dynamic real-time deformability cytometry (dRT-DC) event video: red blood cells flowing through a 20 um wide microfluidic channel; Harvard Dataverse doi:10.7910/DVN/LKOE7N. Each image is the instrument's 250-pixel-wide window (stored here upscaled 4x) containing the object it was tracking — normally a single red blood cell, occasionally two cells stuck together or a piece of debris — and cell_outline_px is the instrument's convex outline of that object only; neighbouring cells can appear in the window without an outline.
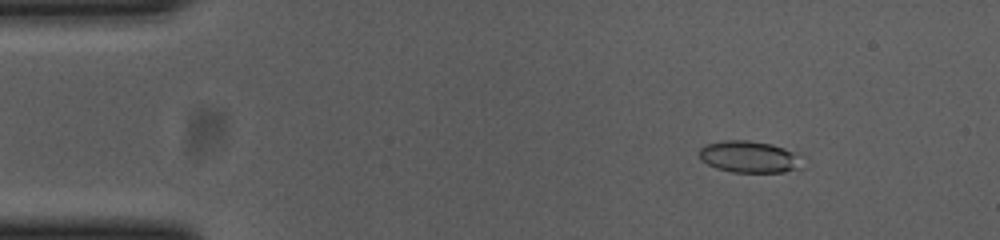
{"species": "common noctule bat (a hibernating species)", "species_latin": "Nyctalus noctula", "temperature_condition": "cold", "stored_images_in_passage": 15, "camera_frame_rate_fps": 3000, "um_per_image_px": 0.085, "animal": {"sex": "female", "body_mass_g": 23.0, "forearm_length_mm": 53.4}, "frame": {"image": 1, "passage_image": 7, "time_ms": 2.0, "image_size_px": [1000, 240], "cell_outline_px": [[808, 156], [804, 168], [784, 172], [732, 172], [716, 168], [700, 160], [700, 148], [704, 144], [724, 140], [748, 140], [772, 144]], "centroid_in_image_um": [63.83, 13.33], "position_along_channel_um": 21.2, "area_um2": 19.83}}